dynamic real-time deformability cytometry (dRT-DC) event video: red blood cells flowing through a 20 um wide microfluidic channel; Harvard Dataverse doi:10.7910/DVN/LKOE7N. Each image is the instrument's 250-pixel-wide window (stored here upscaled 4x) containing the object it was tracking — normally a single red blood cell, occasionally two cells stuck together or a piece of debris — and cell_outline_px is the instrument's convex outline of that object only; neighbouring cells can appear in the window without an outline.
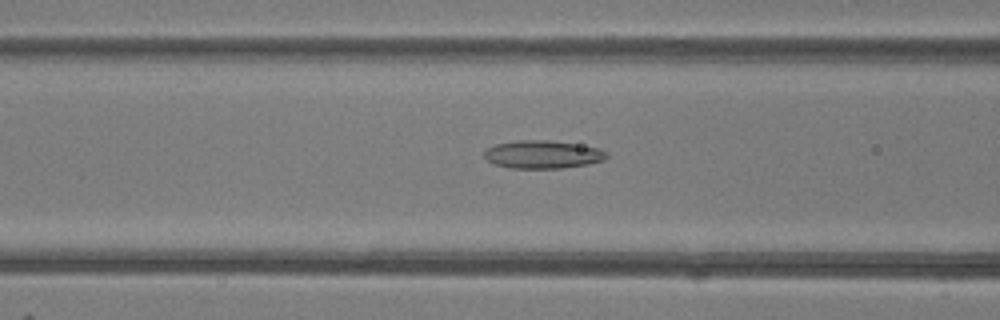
{"species": "common noctule bat (a hibernating species)", "species_latin": "Nyctalus noctula", "temperature_condition": "room temperature", "stored_images_in_passage": 49, "camera_frame_rate_fps": 3000, "um_per_image_px": 0.085, "animal": {"sex": "female"}, "frame": {"image": 1, "passage_image": 20, "time_ms": 6.333, "image_size_px": [1000, 320], "cell_outline_px": [[608, 156], [604, 160], [588, 164], [560, 168], [512, 168], [492, 164], [484, 156], [484, 152], [488, 148], [496, 144], [516, 140], [548, 140], [596, 148], [608, 152]], "centroid_in_image_um": [46.1, 13.13], "position_along_channel_um": 120.5, "area_um2": 19.77}}
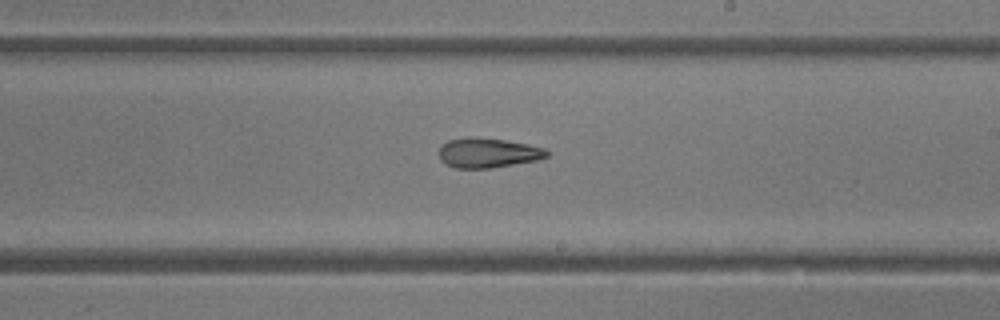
{"frame": {"image": 2, "passage_image": 29, "time_ms": 9.333, "image_size_px": [1000, 320], "cell_outline_px": [[548, 156], [536, 160], [492, 168], [456, 168], [440, 160], [440, 144], [448, 140], [464, 136], [476, 136], [504, 140], [528, 144], [544, 148], [548, 152]], "centroid_in_image_um": [41.44, 12.97], "position_along_channel_um": 247.6, "area_um2": 18.79}}
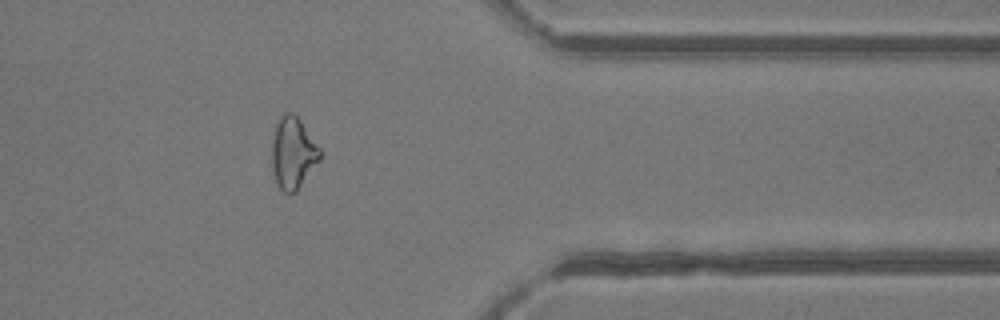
{"frame": {"image": 3, "passage_image": 40, "time_ms": 13.0, "image_size_px": [1000, 320], "cell_outline_px": [[320, 160], [296, 192], [288, 196], [276, 184], [272, 168], [272, 140], [276, 124], [280, 116], [284, 112], [292, 112], [300, 120], [320, 148]], "centroid_in_image_um": [24.89, 13.03], "position_along_channel_um": 386.5, "area_um2": 20.17}, "authors_computed_cell_mechanics": {"area_um2": 20.6924, "velocity_mm_per_s": 4.2372, "shape_relaxation_time_tau1_ms": 7.9528, "shape_relaxation_time_tau2_ms": 3.1771, "deformation_change_tau1": 0.2246, "deformation_change_tau2": 0.1295}}